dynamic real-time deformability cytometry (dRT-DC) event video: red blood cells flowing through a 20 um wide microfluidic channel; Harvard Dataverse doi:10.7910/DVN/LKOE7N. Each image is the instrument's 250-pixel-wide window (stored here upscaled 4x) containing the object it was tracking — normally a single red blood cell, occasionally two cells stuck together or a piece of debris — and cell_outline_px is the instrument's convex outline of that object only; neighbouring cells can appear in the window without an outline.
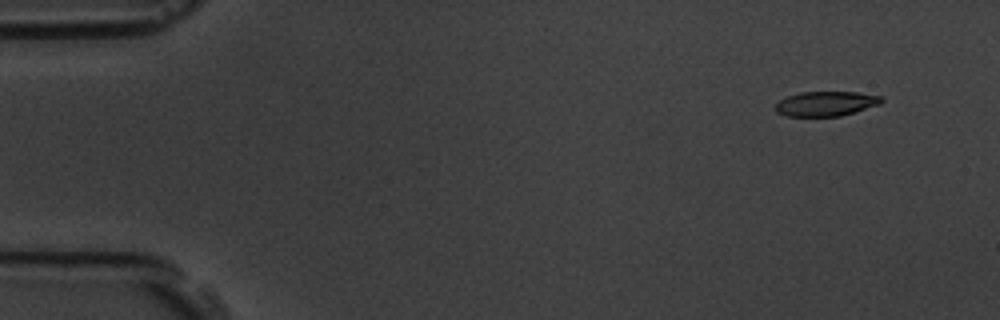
{"species": "common noctule bat (a hibernating species)", "species_latin": "Nyctalus noctula", "temperature_condition": "room temperature", "stored_images_in_passage": 10, "camera_frame_rate_fps": 3000, "um_per_image_px": 0.085, "animal": {"sex": "male", "body_mass_g": 19.5, "forearm_length_mm": 54.6}, "frame": {"image": 1, "passage_image": 1, "time_ms": 0.0, "image_size_px": [1000, 320], "cell_outline_px": [[884, 100], [880, 104], [840, 116], [788, 116], [776, 112], [776, 104], [780, 100], [788, 96], [800, 92], [856, 92], [884, 96]], "centroid_in_image_um": [70.24, 8.8], "position_along_channel_um": 14.8, "area_um2": 15.2}}
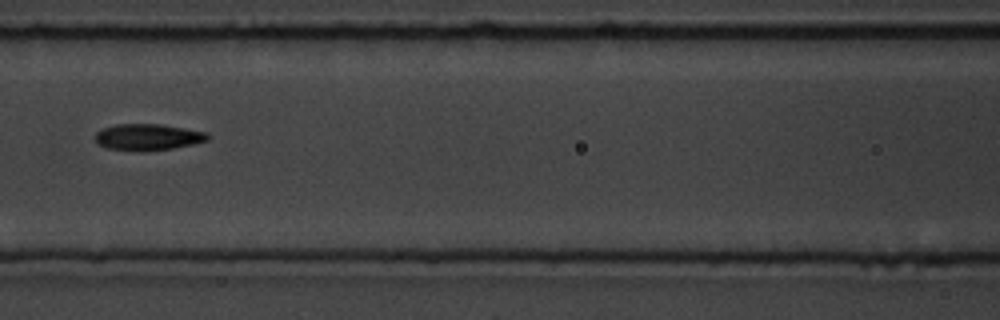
{"frame": {"image": 2, "passage_image": 7, "time_ms": 2.0, "image_size_px": [1000, 320], "cell_outline_px": [[212, 136], [208, 140], [192, 144], [172, 148], [104, 148], [96, 144], [96, 132], [104, 128], [116, 124], [160, 124], [208, 132]], "centroid_in_image_um": [12.61, 11.6], "position_along_channel_um": 154.0, "area_um2": 16.53}}
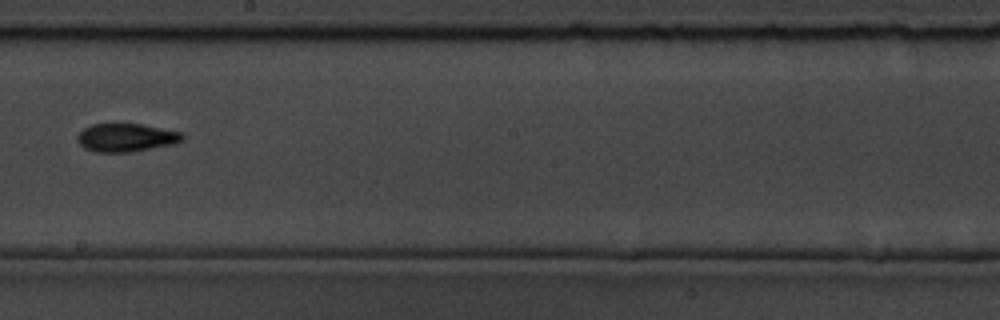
{"frame": {"image": 3, "passage_image": 9, "time_ms": 2.667, "image_size_px": [1000, 320], "cell_outline_px": [[184, 140], [176, 144], [132, 152], [96, 152], [84, 148], [76, 140], [76, 136], [84, 128], [92, 124], [140, 124], [184, 132]], "centroid_in_image_um": [10.76, 11.7], "position_along_channel_um": 237.4, "area_um2": 17.51}}